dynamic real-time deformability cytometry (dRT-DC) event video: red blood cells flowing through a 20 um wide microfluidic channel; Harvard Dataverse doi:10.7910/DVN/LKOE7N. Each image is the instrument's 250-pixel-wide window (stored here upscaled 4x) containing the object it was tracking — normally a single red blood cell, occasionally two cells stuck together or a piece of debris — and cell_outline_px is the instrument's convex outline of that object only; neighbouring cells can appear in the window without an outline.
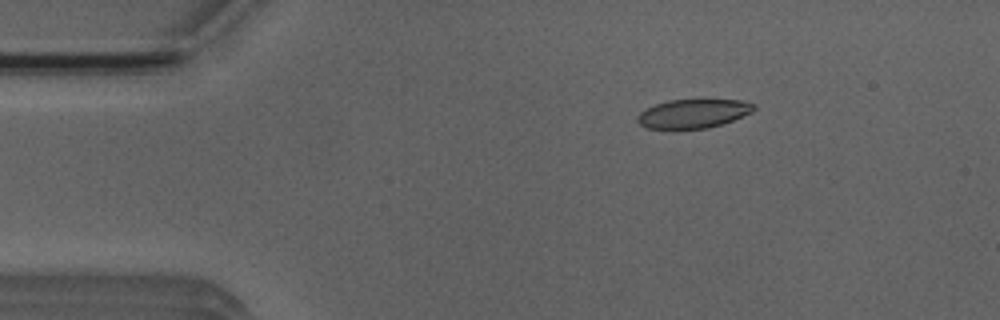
{"species": "Egyptian fruit bat (a non-hibernating species)", "species_latin": "Rousettus aegyptiacus", "temperature_condition": "room temperature", "stored_images_in_passage": 46, "camera_frame_rate_fps": 3000, "um_per_image_px": 0.085, "animal": {"sex": "male"}, "frame": {"image": 1, "passage_image": 2, "time_ms": 0.333, "image_size_px": [1000, 320], "cell_outline_px": [[756, 108], [752, 112], [732, 120], [708, 128], [648, 128], [640, 124], [636, 120], [636, 116], [644, 108], [668, 100], [740, 100], [756, 104]], "centroid_in_image_um": [58.91, 9.64], "position_along_channel_um": 26.1, "area_um2": 19.42}}
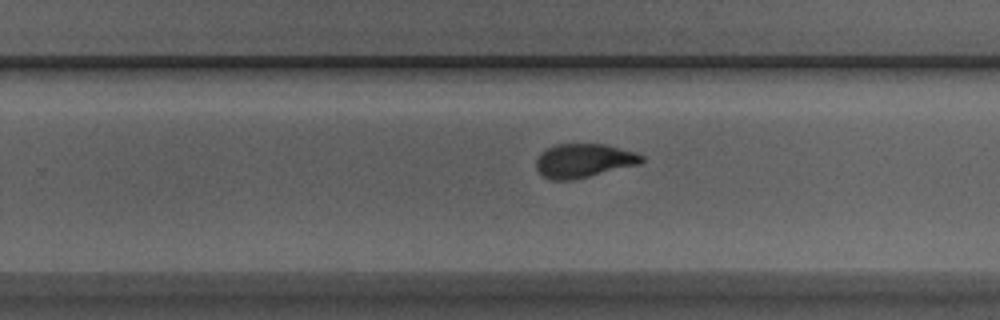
{"frame": {"image": 2, "passage_image": 26, "time_ms": 8.333, "image_size_px": [1000, 320], "cell_outline_px": [[644, 160], [640, 164], [572, 180], [552, 180], [544, 176], [536, 168], [536, 160], [540, 152], [556, 144], [604, 144], [636, 152], [644, 156]], "centroid_in_image_um": [49.62, 13.65], "position_along_channel_um": 280.2, "area_um2": 20.75}}
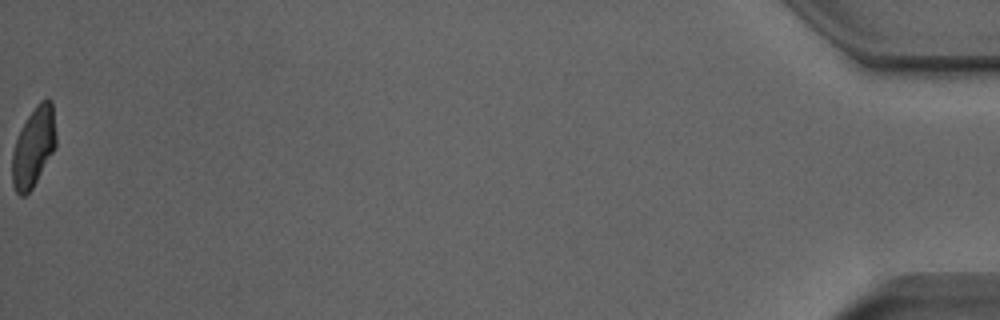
{"frame": {"image": 3, "passage_image": 46, "time_ms": 15.0, "image_size_px": [1000, 320], "cell_outline_px": [[56, 148], [32, 188], [24, 196], [20, 196], [16, 192], [12, 184], [12, 152], [20, 128], [36, 104], [40, 100], [52, 100], [56, 132]], "centroid_in_image_um": [2.86, 12.49], "position_along_channel_um": 432.3, "area_um2": 20.46}, "authors_computed_cell_mechanics": {"area_um2": 21.1259, "velocity_mm_per_s": 3.9163, "shape_relaxation_time_tau1_ms": 10.6353, "shape_relaxation_time_tau2_ms": 1.0181, "deformation_change_tau1": 0.2574, "deformation_change_tau2": 0.0769}}